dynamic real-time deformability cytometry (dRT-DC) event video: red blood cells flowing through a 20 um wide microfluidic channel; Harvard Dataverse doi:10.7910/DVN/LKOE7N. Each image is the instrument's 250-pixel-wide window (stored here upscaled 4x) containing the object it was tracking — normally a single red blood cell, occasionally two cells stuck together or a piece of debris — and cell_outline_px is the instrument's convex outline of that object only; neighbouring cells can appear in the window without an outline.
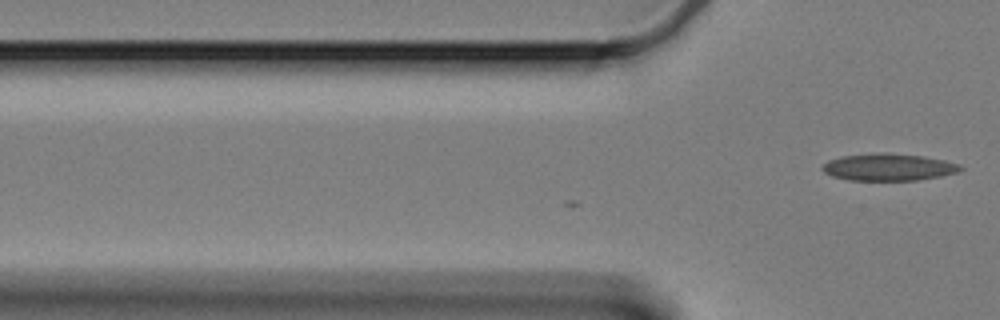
{"species": "Egyptian fruit bat (a non-hibernating species)", "species_latin": "Rousettus aegyptiacus", "temperature_condition": "cold", "stored_images_in_passage": 3, "camera_frame_rate_fps": 3000, "um_per_image_px": 0.085, "animal": {"sex": "female"}, "frame": {"image": 1, "passage_image": 3, "time_ms": 0.667, "image_size_px": [1000, 320], "cell_outline_px": [[964, 168], [956, 172], [940, 176], [916, 180], [848, 180], [832, 176], [824, 172], [820, 168], [828, 160], [840, 156], [880, 152], [884, 152], [920, 156], [944, 160], [960, 164]], "centroid_in_image_um": [75.48, 14.2], "position_along_channel_um": 50.3, "area_um2": 21.73}}